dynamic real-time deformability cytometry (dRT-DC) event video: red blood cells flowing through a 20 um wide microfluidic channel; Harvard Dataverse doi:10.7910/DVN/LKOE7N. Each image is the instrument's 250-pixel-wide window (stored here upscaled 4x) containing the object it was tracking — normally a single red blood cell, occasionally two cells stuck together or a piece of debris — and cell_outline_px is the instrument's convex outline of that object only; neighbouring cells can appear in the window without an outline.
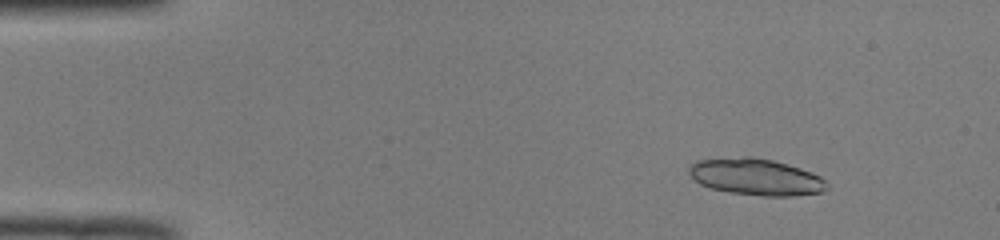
{"species": "common noctule bat (a hibernating species)", "species_latin": "Nyctalus noctula", "temperature_condition": "room temperature", "stored_images_in_passage": 45, "camera_frame_rate_fps": 3000, "um_per_image_px": 0.085, "animal": {"sex": "male", "body_mass_g": 19.0, "forearm_length_mm": 50.8}, "frame": {"image": 1, "passage_image": 1, "time_ms": 0.0, "image_size_px": [1000, 240], "cell_outline_px": [[828, 188], [824, 192], [792, 196], [764, 196], [732, 192], [712, 188], [700, 184], [688, 172], [688, 168], [696, 160], [744, 156], [752, 156], [772, 160], [788, 164], [812, 172], [820, 176], [828, 184]], "centroid_in_image_um": [64.29, 15.03], "position_along_channel_um": 20.7, "area_um2": 29.42}}
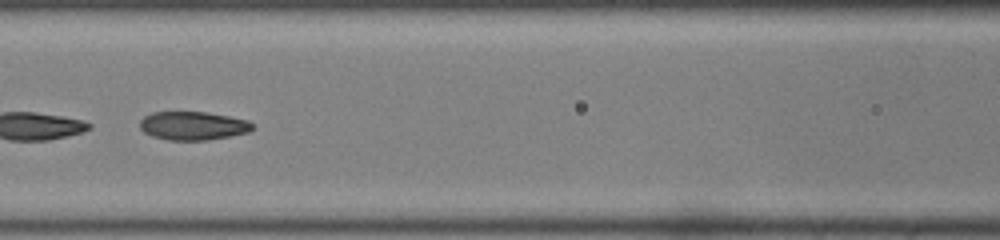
{"frame": {"image": 2, "passage_image": 18, "time_ms": 5.667, "image_size_px": [1000, 240], "cell_outline_px": [[252, 128], [248, 132], [228, 136], [204, 140], [168, 140], [152, 136], [144, 132], [140, 128], [140, 120], [144, 116], [152, 112], [204, 112], [228, 116], [248, 120], [252, 124]], "centroid_in_image_um": [16.36, 10.68], "position_along_channel_um": 150.2, "area_um2": 18.5}, "authors_computed_cell_mechanics": {"area_um2": 19.941, "velocity_mm_per_s": 4.0079, "shape_relaxation_time_tau1_ms": 8.4579, "shape_relaxation_time_tau2_ms": 1.1875, "deformation_change_tau1": 0.2582, "deformation_change_tau2": 0.0578}}